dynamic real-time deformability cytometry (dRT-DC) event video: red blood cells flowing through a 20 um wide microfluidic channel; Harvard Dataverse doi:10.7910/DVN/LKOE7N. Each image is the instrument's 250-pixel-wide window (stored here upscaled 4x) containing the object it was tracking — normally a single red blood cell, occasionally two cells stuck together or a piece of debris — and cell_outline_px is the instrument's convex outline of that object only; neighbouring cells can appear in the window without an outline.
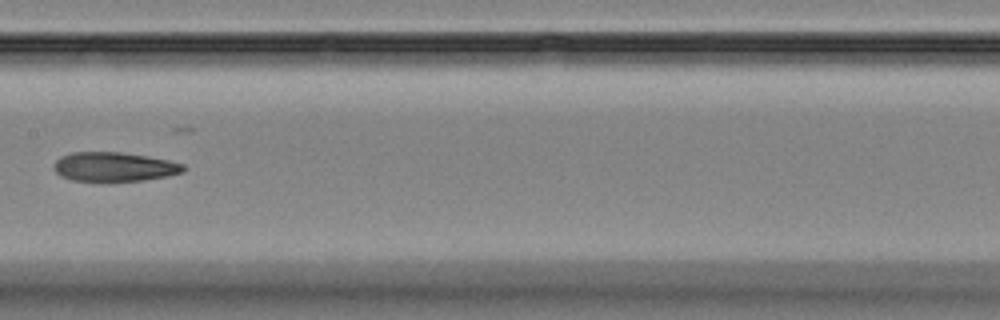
{"species": "Egyptian fruit bat (a non-hibernating species)", "species_latin": "Rousettus aegyptiacus", "temperature_condition": "room temperature", "stored_images_in_passage": 8, "camera_frame_rate_fps": 3000, "um_per_image_px": 0.085, "animal": {"sex": "female"}, "frame": {"image": 1, "passage_image": 8, "time_ms": 9.333, "image_size_px": [1000, 320], "cell_outline_px": [[184, 172], [168, 176], [144, 180], [112, 184], [100, 184], [72, 180], [60, 176], [52, 168], [52, 164], [60, 156], [72, 152], [120, 152], [148, 156], [168, 160], [184, 164]], "centroid_in_image_um": [9.65, 14.23], "position_along_channel_um": 197.7, "area_um2": 23.18}}